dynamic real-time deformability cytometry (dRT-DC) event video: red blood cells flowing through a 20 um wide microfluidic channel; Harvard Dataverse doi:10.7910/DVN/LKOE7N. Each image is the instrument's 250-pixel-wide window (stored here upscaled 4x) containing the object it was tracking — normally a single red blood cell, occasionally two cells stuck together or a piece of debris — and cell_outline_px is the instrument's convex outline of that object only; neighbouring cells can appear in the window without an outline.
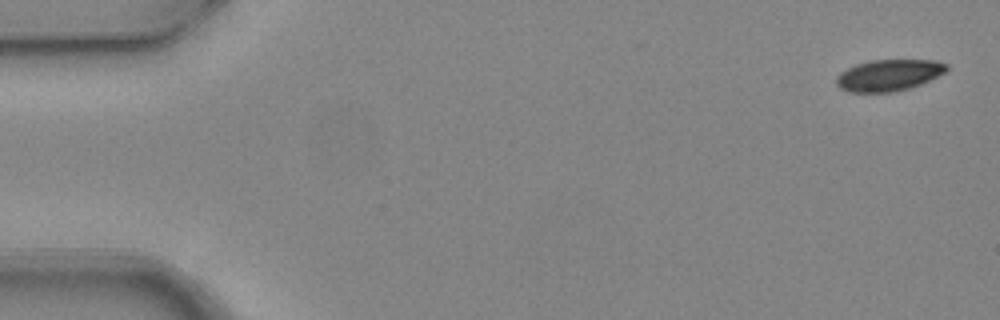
{"species": "common noctule bat (a hibernating species)", "species_latin": "Nyctalus noctula", "temperature_condition": "warm", "stored_images_in_passage": 4, "camera_frame_rate_fps": 3000, "um_per_image_px": 0.085, "animal": {"sex": "female", "body_mass_g": 24.6, "forearm_length_mm": 56.2}, "frame": {"image": 1, "passage_image": 1, "time_ms": 0.0, "image_size_px": [1000, 320], "cell_outline_px": [[948, 68], [944, 72], [920, 84], [908, 88], [892, 92], [848, 92], [840, 88], [836, 84], [836, 76], [840, 72], [856, 64], [872, 60], [936, 60], [948, 64]], "centroid_in_image_um": [75.51, 6.39], "position_along_channel_um": 9.5, "area_um2": 20.06}}
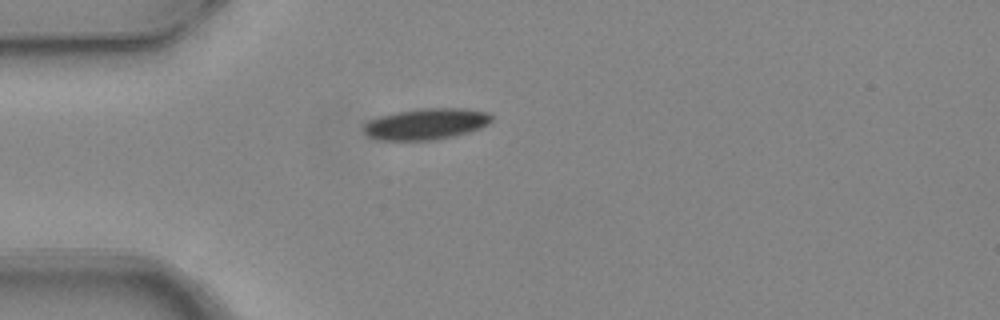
{"frame": {"image": 2, "passage_image": 4, "time_ms": 1.0, "image_size_px": [1000, 320], "cell_outline_px": [[492, 120], [488, 124], [480, 128], [468, 132], [452, 136], [432, 140], [380, 140], [368, 136], [364, 132], [364, 124], [368, 120], [380, 116], [396, 112], [420, 108], [464, 108], [488, 112], [492, 116]], "centroid_in_image_um": [36.21, 10.53], "position_along_channel_um": 48.8, "area_um2": 23.24}}